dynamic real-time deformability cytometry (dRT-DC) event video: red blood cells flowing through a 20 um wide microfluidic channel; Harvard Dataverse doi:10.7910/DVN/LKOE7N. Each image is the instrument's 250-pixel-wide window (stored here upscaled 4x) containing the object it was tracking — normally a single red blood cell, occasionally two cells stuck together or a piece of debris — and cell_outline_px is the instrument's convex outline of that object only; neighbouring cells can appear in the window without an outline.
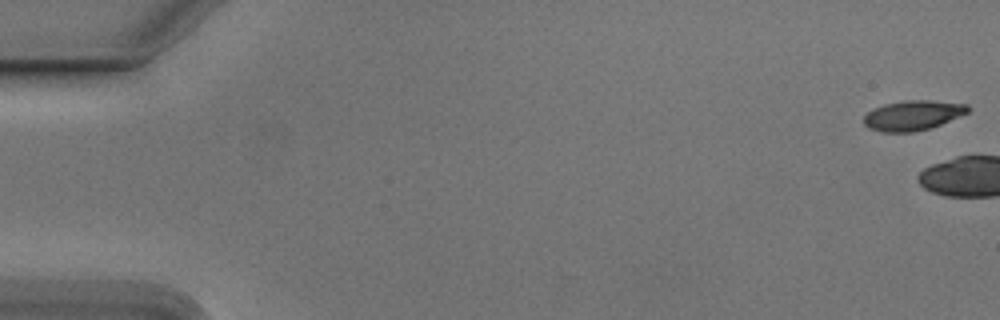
{"species": "Egyptian fruit bat (a non-hibernating species)", "species_latin": "Rousettus aegyptiacus", "temperature_condition": "cold", "stored_images_in_passage": 5, "camera_frame_rate_fps": 3000, "um_per_image_px": 0.085, "animal": {"sex": "male"}, "frame": {"image": 1, "passage_image": 1, "time_ms": 0.0, "image_size_px": [1000, 320], "cell_outline_px": [[968, 112], [940, 124], [928, 128], [912, 132], [884, 132], [868, 128], [864, 124], [864, 116], [868, 112], [884, 104], [904, 100], [928, 100], [968, 104]], "centroid_in_image_um": [77.56, 9.8], "position_along_channel_um": 7.4, "area_um2": 17.86}}